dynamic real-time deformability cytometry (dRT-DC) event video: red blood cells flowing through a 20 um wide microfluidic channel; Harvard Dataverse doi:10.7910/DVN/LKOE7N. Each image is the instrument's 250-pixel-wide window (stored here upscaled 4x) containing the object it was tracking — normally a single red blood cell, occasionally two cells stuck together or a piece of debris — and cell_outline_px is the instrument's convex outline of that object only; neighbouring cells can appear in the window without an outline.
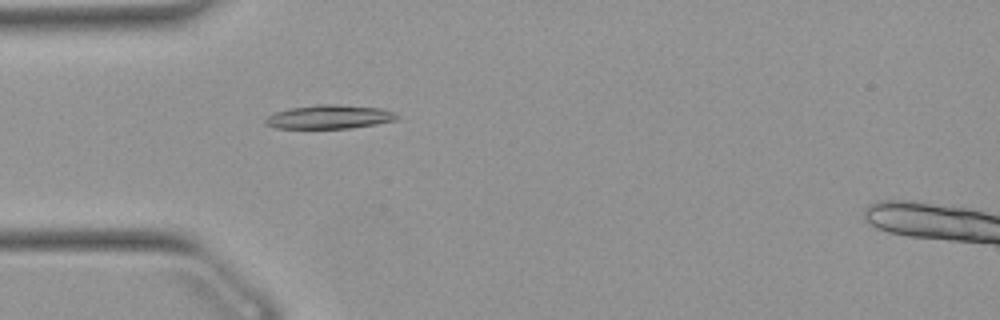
{"species": "Egyptian fruit bat (a non-hibernating species)", "species_latin": "Rousettus aegyptiacus", "temperature_condition": "warm", "stored_images_in_passage": 5, "camera_frame_rate_fps": 3000, "um_per_image_px": 0.085, "animal": {"sex": "female"}, "frame": {"image": 1, "passage_image": 4, "time_ms": 1.0, "image_size_px": [1000, 320], "cell_outline_px": [[396, 120], [376, 124], [348, 128], [276, 128], [264, 124], [264, 120], [268, 116], [276, 112], [292, 108], [316, 104], [336, 104], [384, 108], [396, 112]], "centroid_in_image_um": [28.01, 9.93], "position_along_channel_um": 57.0, "area_um2": 18.21}}